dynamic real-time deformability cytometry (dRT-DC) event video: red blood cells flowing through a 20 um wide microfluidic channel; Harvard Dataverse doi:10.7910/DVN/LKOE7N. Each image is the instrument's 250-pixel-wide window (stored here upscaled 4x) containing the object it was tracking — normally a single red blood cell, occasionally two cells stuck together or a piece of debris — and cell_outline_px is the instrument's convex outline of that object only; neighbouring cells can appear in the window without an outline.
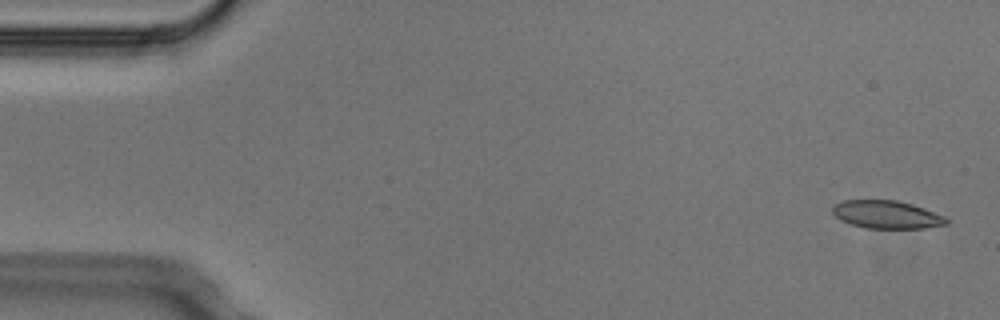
{"species": "Egyptian fruit bat (a non-hibernating species)", "species_latin": "Rousettus aegyptiacus", "temperature_condition": "cold", "stored_images_in_passage": 4, "segment_of_instrument_passage": [2, 2], "camera_frame_rate_fps": 3000, "um_per_image_px": 0.085, "animal": {"sex": "male"}, "frame": {"image": 1, "passage_image": 4, "time_ms": 1.0, "image_size_px": [1000, 320], "cell_outline_px": [[948, 224], [924, 228], [864, 228], [840, 220], [832, 212], [832, 204], [844, 200], [896, 200], [912, 204], [924, 208], [944, 216], [948, 220]], "centroid_in_image_um": [75.34, 18.23], "position_along_channel_um": 9.7, "area_um2": 18.55}}